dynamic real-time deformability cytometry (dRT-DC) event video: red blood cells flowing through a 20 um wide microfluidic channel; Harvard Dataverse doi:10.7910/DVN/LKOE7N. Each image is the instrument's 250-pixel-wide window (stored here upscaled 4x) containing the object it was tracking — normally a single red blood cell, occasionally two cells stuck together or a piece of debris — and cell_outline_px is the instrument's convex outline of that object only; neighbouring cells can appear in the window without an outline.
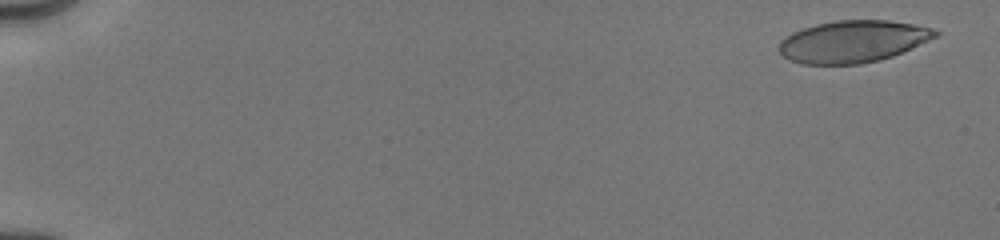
{"species": "human", "species_latin": "Homo sapiens", "temperature_condition": "cold", "stored_images_in_passage": 12, "camera_frame_rate_fps": 3000, "um_per_image_px": 0.085, "donor": {"sex": "male"}, "frame": {"image": 1, "passage_image": 2, "time_ms": 0.667, "image_size_px": [1000, 240], "cell_outline_px": [[940, 32], [936, 36], [928, 40], [892, 56], [880, 60], [860, 64], [804, 64], [788, 60], [780, 52], [780, 40], [784, 36], [792, 32], [816, 24], [836, 20], [888, 20], [912, 24], [932, 28]], "centroid_in_image_um": [72.46, 3.52], "position_along_channel_um": 12.5, "area_um2": 38.03}}
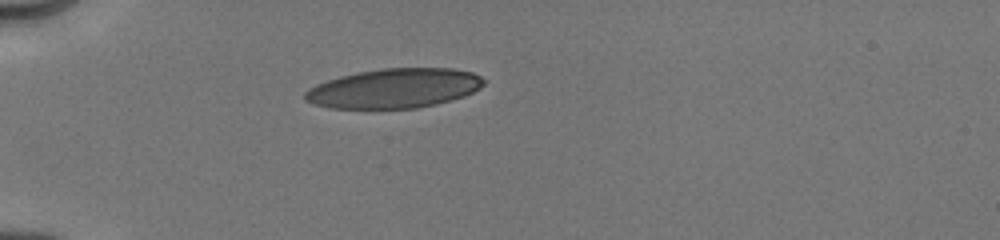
{"frame": {"image": 2, "passage_image": 8, "time_ms": 5.333, "image_size_px": [1000, 240], "cell_outline_px": [[484, 84], [480, 88], [464, 96], [436, 104], [416, 108], [328, 108], [312, 104], [304, 100], [304, 92], [308, 88], [316, 84], [340, 76], [356, 72], [380, 68], [452, 68], [472, 72], [480, 76], [484, 80]], "centroid_in_image_um": [33.47, 7.5], "position_along_channel_um": 51.5, "area_um2": 41.33}}
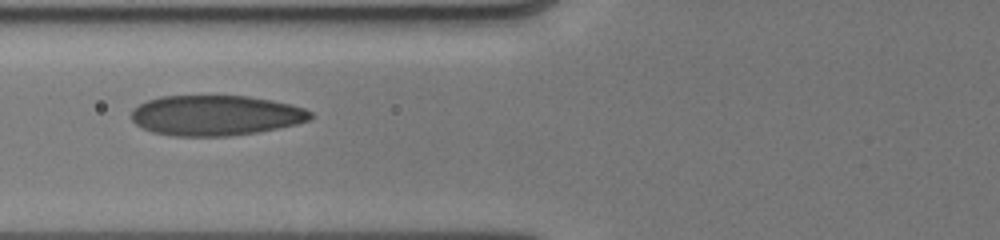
{"frame": {"image": 3, "passage_image": 11, "time_ms": 7.333, "image_size_px": [1000, 240], "cell_outline_px": [[312, 120], [296, 124], [256, 132], [228, 136], [176, 136], [152, 132], [136, 124], [132, 120], [132, 108], [148, 100], [160, 96], [248, 96], [272, 100], [304, 108], [312, 112]], "centroid_in_image_um": [18.33, 9.8], "position_along_channel_um": 107.5, "area_um2": 41.91}}